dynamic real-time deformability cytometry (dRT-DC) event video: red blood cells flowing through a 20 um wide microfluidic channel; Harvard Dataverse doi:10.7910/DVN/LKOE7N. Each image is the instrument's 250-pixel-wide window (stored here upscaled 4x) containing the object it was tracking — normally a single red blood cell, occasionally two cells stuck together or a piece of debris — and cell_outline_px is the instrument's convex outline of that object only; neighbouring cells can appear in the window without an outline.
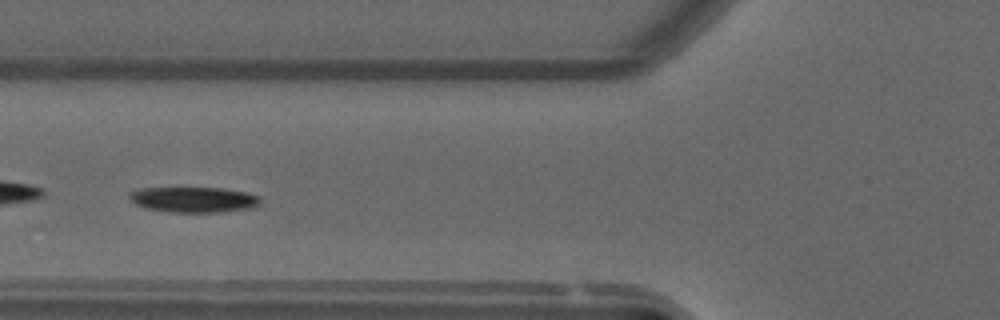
{"species": "common noctule bat (a hibernating species)", "species_latin": "Nyctalus noctula", "temperature_condition": "warm", "stored_images_in_passage": 49, "camera_frame_rate_fps": 3000, "um_per_image_px": 0.085, "animal": {"sex": "male", "forearm_length_mm": 52.5}, "frame": {"image": 1, "passage_image": 15, "time_ms": 4.667, "image_size_px": [1000, 320], "cell_outline_px": [[260, 204], [252, 208], [224, 212], [168, 212], [148, 208], [136, 204], [128, 196], [132, 192], [144, 188], [224, 188], [244, 192], [260, 196]], "centroid_in_image_um": [16.53, 16.97], "position_along_channel_um": 109.3, "area_um2": 19.31}}
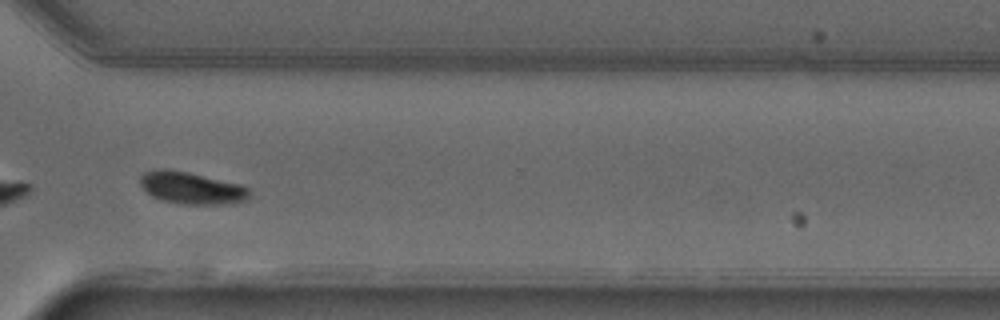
{"frame": {"image": 2, "passage_image": 35, "time_ms": 11.333, "image_size_px": [1000, 320], "cell_outline_px": [[248, 200], [232, 204], [180, 204], [164, 200], [152, 196], [140, 184], [140, 176], [144, 172], [160, 168], [164, 168], [188, 172], [240, 184], [248, 188]], "centroid_in_image_um": [16.28, 15.98], "position_along_channel_um": 354.3, "area_um2": 20.35}}
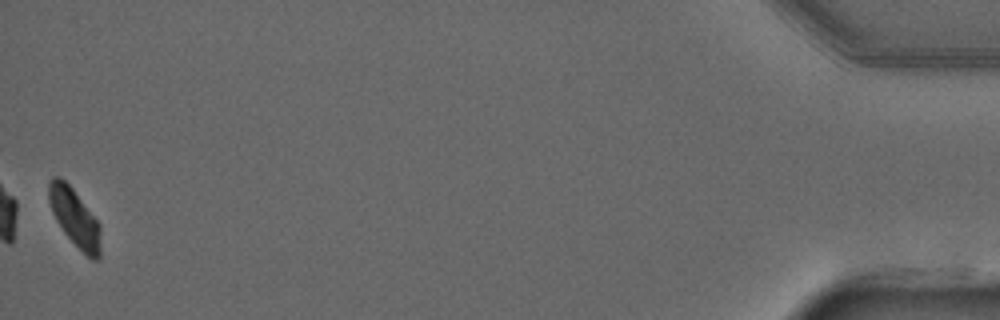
{"frame": {"image": 3, "passage_image": 49, "time_ms": 16.0, "image_size_px": [1000, 320], "cell_outline_px": [[100, 256], [96, 260], [92, 260], [64, 232], [56, 220], [52, 212], [48, 200], [48, 184], [52, 176], [60, 176], [72, 188], [100, 224]], "centroid_in_image_um": [6.33, 18.46], "position_along_channel_um": 428.9, "area_um2": 17.17}, "authors_computed_cell_mechanics": {"area_um2": 20.2878, "velocity_mm_per_s": 3.6705, "shape_relaxation_time_tau1_ms": 3.6933, "shape_relaxation_time_tau2_ms": 10.2784, "deformation_change_tau1": 0.1166, "deformation_change_tau2": 0.0806}}